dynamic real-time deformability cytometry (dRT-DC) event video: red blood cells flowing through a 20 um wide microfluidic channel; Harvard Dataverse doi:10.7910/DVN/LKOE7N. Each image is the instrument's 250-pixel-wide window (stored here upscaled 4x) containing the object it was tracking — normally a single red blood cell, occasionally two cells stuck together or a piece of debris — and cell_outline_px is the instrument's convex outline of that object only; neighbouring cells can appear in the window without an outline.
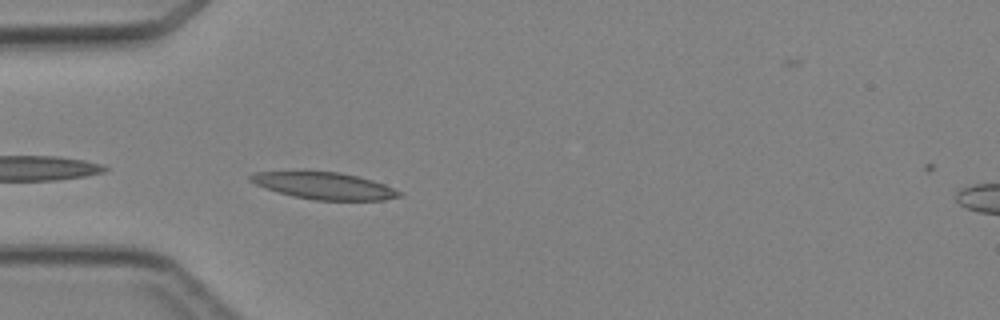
{"species": "Egyptian fruit bat (a non-hibernating species)", "species_latin": "Rousettus aegyptiacus", "temperature_condition": "cold", "stored_images_in_passage": 5, "camera_frame_rate_fps": 3000, "um_per_image_px": 0.085, "animal": {"sex": "female"}, "frame": {"image": 1, "passage_image": 4, "time_ms": 4.333, "image_size_px": [1000, 320], "cell_outline_px": [[404, 196], [384, 200], [316, 200], [292, 196], [264, 188], [248, 180], [248, 176], [256, 172], [340, 172], [372, 180], [384, 184], [404, 192]], "centroid_in_image_um": [27.61, 15.81], "position_along_channel_um": 57.4, "area_um2": 23.24}}